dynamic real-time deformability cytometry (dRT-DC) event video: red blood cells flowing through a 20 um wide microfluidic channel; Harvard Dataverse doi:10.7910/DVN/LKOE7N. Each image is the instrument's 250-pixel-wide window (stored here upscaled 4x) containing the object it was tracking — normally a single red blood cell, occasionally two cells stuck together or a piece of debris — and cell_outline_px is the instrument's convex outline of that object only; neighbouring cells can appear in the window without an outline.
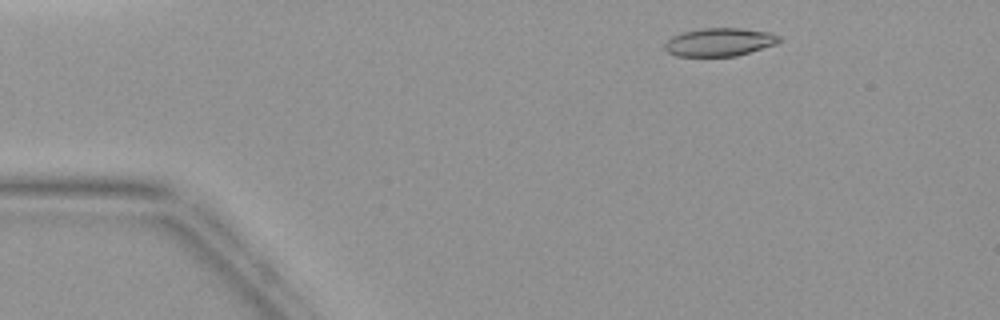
{"species": "common noctule bat (a hibernating species)", "species_latin": "Nyctalus noctula", "temperature_condition": "warm", "stored_images_in_passage": 5, "camera_frame_rate_fps": 3000, "um_per_image_px": 0.085, "animal": {"sex": "female", "body_mass_g": 19.9}, "frame": {"image": 1, "passage_image": 2, "time_ms": 1.333, "image_size_px": [1000, 320], "cell_outline_px": [[780, 40], [776, 44], [736, 56], [676, 56], [668, 52], [664, 48], [664, 44], [672, 36], [684, 32], [704, 28], [744, 28], [768, 32], [780, 36]], "centroid_in_image_um": [61.15, 3.58], "position_along_channel_um": 23.8, "area_um2": 18.67}}
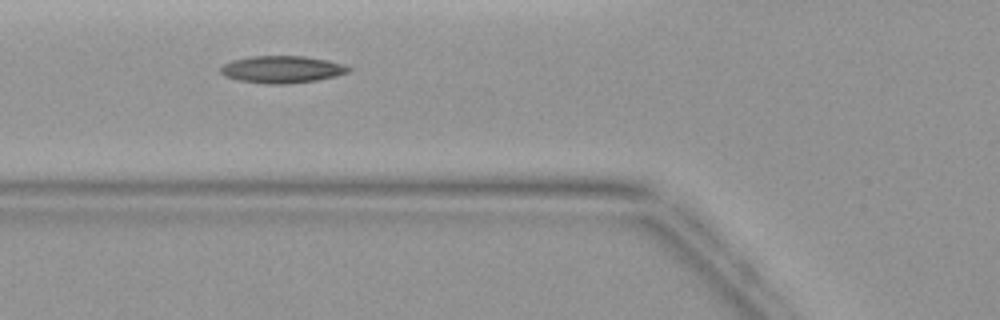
{"frame": {"image": 2, "passage_image": 5, "time_ms": 4.667, "image_size_px": [1000, 320], "cell_outline_px": [[352, 68], [348, 72], [336, 76], [316, 80], [288, 84], [268, 84], [236, 80], [224, 76], [220, 72], [220, 68], [224, 64], [232, 60], [252, 56], [304, 56], [328, 60], [344, 64]], "centroid_in_image_um": [23.96, 5.9], "position_along_channel_um": 101.8, "area_um2": 20.35}}